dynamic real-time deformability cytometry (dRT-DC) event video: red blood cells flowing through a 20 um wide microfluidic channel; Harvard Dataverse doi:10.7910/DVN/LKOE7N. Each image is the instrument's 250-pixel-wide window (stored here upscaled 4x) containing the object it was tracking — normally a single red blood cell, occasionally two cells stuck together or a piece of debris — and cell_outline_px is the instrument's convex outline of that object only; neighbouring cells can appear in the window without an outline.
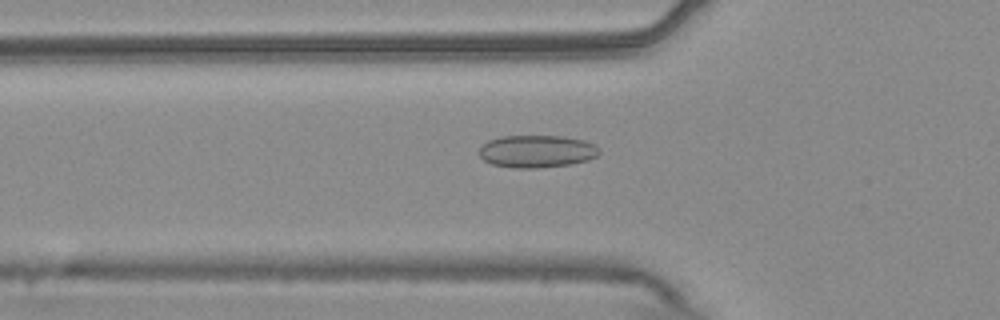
{"species": "common noctule bat (a hibernating species)", "species_latin": "Nyctalus noctula", "temperature_condition": "warm", "stored_images_in_passage": 44, "camera_frame_rate_fps": 3000, "um_per_image_px": 0.085, "animal": {"sex": "male", "body_mass_g": 20.4}, "frame": {"image": 1, "passage_image": 9, "time_ms": 2.667, "image_size_px": [1000, 320], "cell_outline_px": [[600, 152], [596, 156], [588, 160], [572, 164], [536, 168], [512, 168], [492, 164], [484, 160], [480, 156], [480, 148], [488, 140], [504, 136], [564, 136], [584, 140], [596, 144], [600, 148]], "centroid_in_image_um": [45.67, 12.86], "position_along_channel_um": 80.1, "area_um2": 22.83}}
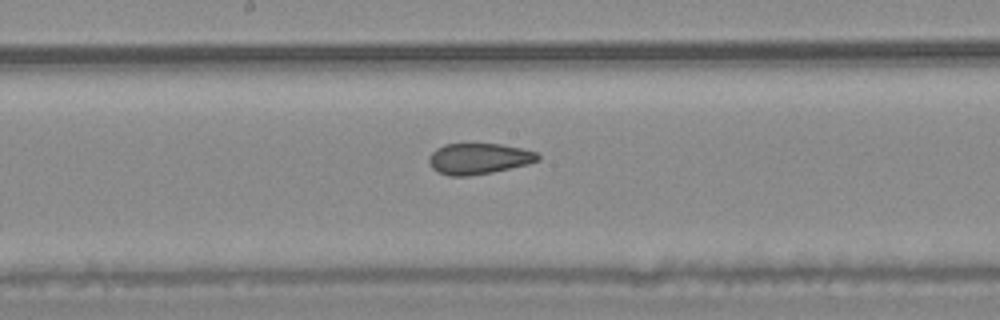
{"frame": {"image": 2, "passage_image": 19, "time_ms": 6.0, "image_size_px": [1000, 320], "cell_outline_px": [[540, 160], [528, 164], [492, 172], [468, 176], [448, 176], [436, 172], [432, 168], [428, 160], [432, 152], [436, 148], [444, 144], [500, 144], [520, 148], [536, 152], [540, 156]], "centroid_in_image_um": [40.67, 13.49], "position_along_channel_um": 207.5, "area_um2": 19.65}}
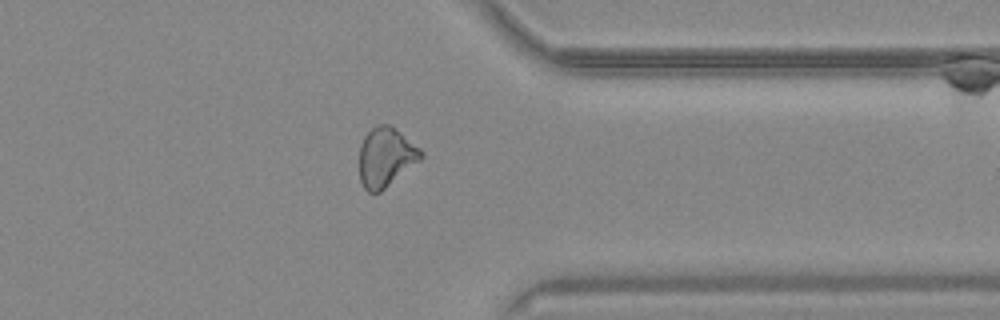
{"frame": {"image": 3, "passage_image": 33, "time_ms": 10.667, "image_size_px": [1000, 320], "cell_outline_px": [[424, 156], [420, 160], [380, 192], [368, 192], [364, 188], [360, 180], [360, 144], [364, 136], [372, 128], [380, 124], [388, 124], [400, 132], [420, 148], [424, 152]], "centroid_in_image_um": [32.79, 13.35], "position_along_channel_um": 378.6, "area_um2": 21.1}, "authors_computed_cell_mechanics": {"area_um2": 20.808, "velocity_mm_per_s": 3.7876, "shape_relaxation_time_tau1_ms": null, "shape_relaxation_time_tau2_ms": 2.611, "deformation_change_tau1": null, "deformation_change_tau2": 0.0841}}